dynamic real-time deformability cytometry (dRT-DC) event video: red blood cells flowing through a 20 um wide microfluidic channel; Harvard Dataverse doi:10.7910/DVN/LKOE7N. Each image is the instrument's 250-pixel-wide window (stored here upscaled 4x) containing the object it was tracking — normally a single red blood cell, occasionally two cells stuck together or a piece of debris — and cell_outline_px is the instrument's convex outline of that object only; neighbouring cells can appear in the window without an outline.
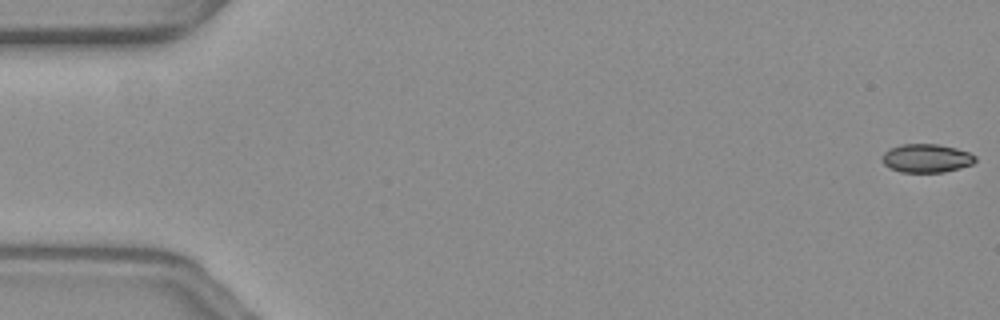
{"species": "common noctule bat (a hibernating species)", "species_latin": "Nyctalus noctula", "temperature_condition": "warm", "stored_images_in_passage": 20, "camera_frame_rate_fps": 3000, "um_per_image_px": 0.085, "animal": {"sex": "female", "body_mass_g": 19.3, "forearm_length_mm": 54.1}, "frame": {"image": 1, "passage_image": 1, "time_ms": 0.0, "image_size_px": [1000, 320], "cell_outline_px": [[976, 160], [972, 164], [960, 168], [944, 172], [900, 172], [884, 164], [880, 160], [880, 156], [888, 148], [900, 144], [936, 144], [956, 148], [968, 152], [976, 156]], "centroid_in_image_um": [78.71, 13.44], "position_along_channel_um": 6.3, "area_um2": 15.61}}
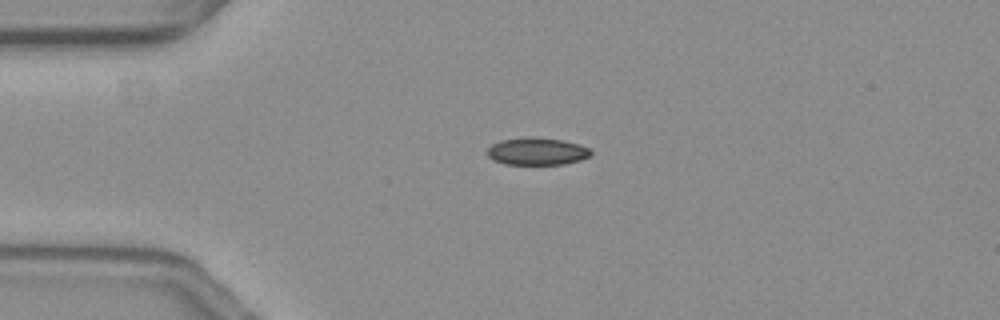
{"frame": {"image": 2, "passage_image": 14, "time_ms": 4.333, "image_size_px": [1000, 320], "cell_outline_px": [[592, 156], [580, 160], [564, 164], [504, 164], [492, 160], [488, 156], [488, 148], [492, 144], [500, 140], [528, 136], [532, 136], [564, 140], [580, 144], [588, 148], [592, 152]], "centroid_in_image_um": [45.65, 12.85], "position_along_channel_um": 39.3, "area_um2": 16.76}}
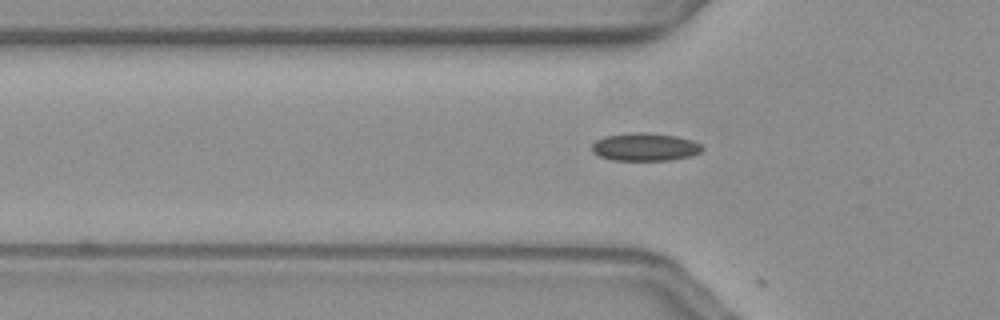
{"frame": {"image": 3, "passage_image": 19, "time_ms": 6.0, "image_size_px": [1000, 320], "cell_outline_px": [[704, 148], [700, 152], [692, 156], [668, 160], [612, 160], [600, 156], [592, 152], [592, 144], [596, 140], [604, 136], [632, 132], [648, 132], [676, 136], [692, 140], [700, 144]], "centroid_in_image_um": [54.82, 12.48], "position_along_channel_um": 71.0, "area_um2": 18.03}}